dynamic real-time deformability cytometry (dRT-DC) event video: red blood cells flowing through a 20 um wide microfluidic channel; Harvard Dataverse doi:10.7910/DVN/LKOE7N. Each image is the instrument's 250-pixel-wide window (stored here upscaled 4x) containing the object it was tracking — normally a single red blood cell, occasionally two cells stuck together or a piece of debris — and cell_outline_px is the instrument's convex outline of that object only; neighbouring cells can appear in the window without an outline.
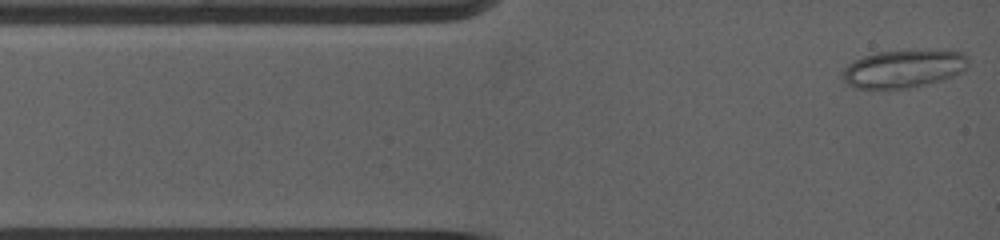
{"species": "common noctule bat (a hibernating species)", "species_latin": "Nyctalus noctula", "temperature_condition": "warm", "stored_images_in_passage": 11, "camera_frame_rate_fps": 5000, "um_per_image_px": 0.085, "animal": {"sex": "female", "body_mass_g": 19.0, "forearm_length_mm": 53.3}, "frame": {"image": 1, "passage_image": 1, "time_ms": 0.0, "image_size_px": [1000, 240], "cell_outline_px": [[968, 60], [964, 68], [960, 72], [952, 76], [940, 80], [908, 88], [852, 88], [844, 80], [840, 72], [852, 60], [876, 52], [932, 48], [948, 48], [964, 52], [968, 56]], "centroid_in_image_um": [76.82, 5.78], "position_along_channel_um": 8.2, "area_um2": 28.44}}
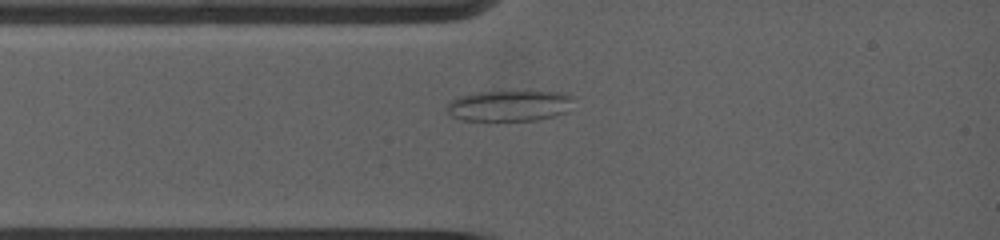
{"frame": {"image": 2, "passage_image": 7, "time_ms": 2.0, "image_size_px": [1000, 240], "cell_outline_px": [[572, 96], [568, 112], [536, 120], [496, 124], [460, 120], [444, 112], [444, 108], [452, 100], [460, 96], [476, 92], [564, 92]], "centroid_in_image_um": [43.19, 9.05], "position_along_channel_um": 41.8, "area_um2": 23.76}}
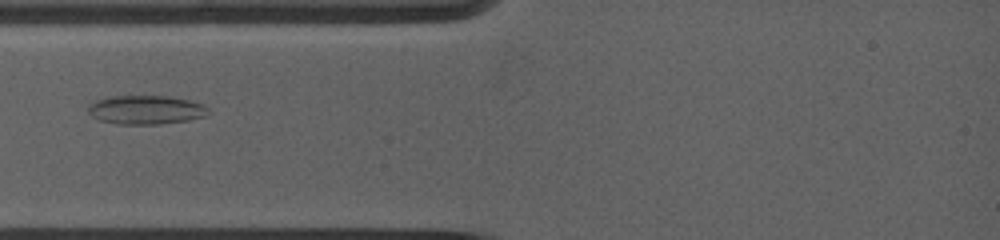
{"frame": {"image": 3, "passage_image": 9, "time_ms": 2.8, "image_size_px": [1000, 240], "cell_outline_px": [[212, 112], [208, 116], [188, 120], [160, 124], [116, 124], [100, 120], [92, 116], [88, 112], [88, 104], [96, 100], [112, 96], [168, 96], [188, 100], [204, 104]], "centroid_in_image_um": [12.44, 9.34], "position_along_channel_um": 72.6, "area_um2": 20.4}}